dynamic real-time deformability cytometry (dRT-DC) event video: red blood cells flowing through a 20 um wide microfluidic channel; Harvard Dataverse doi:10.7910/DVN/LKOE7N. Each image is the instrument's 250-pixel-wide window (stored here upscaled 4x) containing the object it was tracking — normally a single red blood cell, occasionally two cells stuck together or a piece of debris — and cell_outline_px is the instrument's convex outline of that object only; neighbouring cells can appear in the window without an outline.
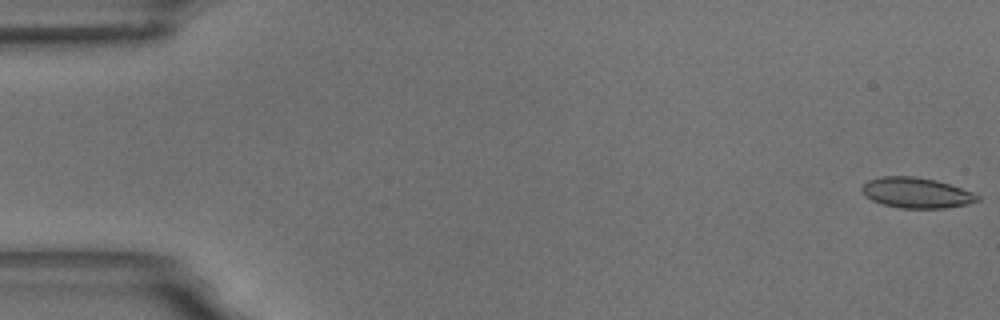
{"species": "common noctule bat (a hibernating species)", "species_latin": "Nyctalus noctula", "temperature_condition": "room temperature", "stored_images_in_passage": 54, "camera_frame_rate_fps": 3000, "um_per_image_px": 0.085, "animal": {"sex": "male", "body_mass_g": 18.8}, "frame": {"image": 1, "passage_image": 1, "time_ms": 0.0, "image_size_px": [1000, 320], "cell_outline_px": [[980, 200], [968, 204], [944, 208], [900, 208], [884, 204], [872, 200], [864, 196], [860, 188], [868, 180], [880, 176], [912, 176], [936, 180], [972, 192], [980, 196]], "centroid_in_image_um": [77.87, 16.38], "position_along_channel_um": 7.1, "area_um2": 20.46}}
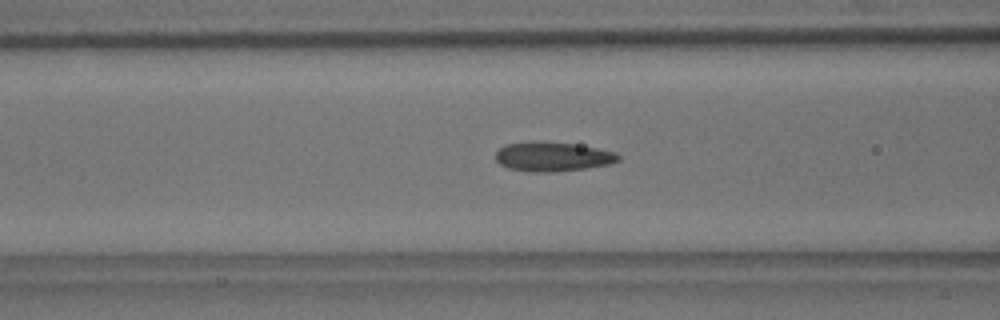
{"frame": {"image": 2, "passage_image": 23, "time_ms": 7.333, "image_size_px": [1000, 320], "cell_outline_px": [[620, 160], [608, 164], [584, 168], [552, 172], [528, 172], [508, 168], [500, 164], [496, 160], [496, 152], [504, 144], [528, 140], [540, 140], [572, 144], [596, 148], [616, 152], [620, 156]], "centroid_in_image_um": [46.91, 13.29], "position_along_channel_um": 119.7, "area_um2": 21.21}}
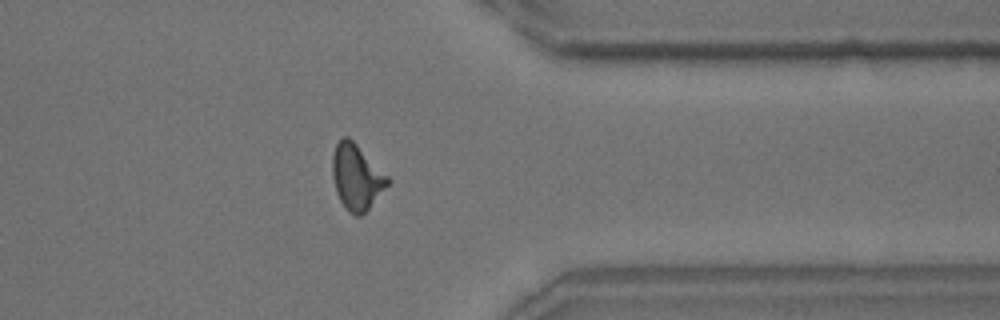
{"frame": {"image": 3, "passage_image": 46, "time_ms": 15.0, "image_size_px": [1000, 320], "cell_outline_px": [[392, 180], [368, 208], [360, 216], [356, 216], [348, 212], [344, 208], [336, 192], [332, 176], [332, 156], [336, 144], [344, 136], [348, 136]], "centroid_in_image_um": [30.29, 15.06], "position_along_channel_um": 381.1, "area_um2": 20.87}, "authors_computed_cell_mechanics": {"area_um2": 20.4901, "velocity_mm_per_s": 3.5288, "shape_relaxation_time_tau1_ms": 9.2804, "shape_relaxation_time_tau2_ms": 1.8999, "deformation_change_tau1": 0.183, "deformation_change_tau2": 0.073}}